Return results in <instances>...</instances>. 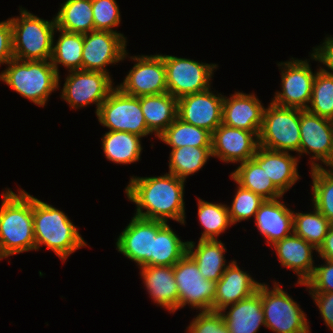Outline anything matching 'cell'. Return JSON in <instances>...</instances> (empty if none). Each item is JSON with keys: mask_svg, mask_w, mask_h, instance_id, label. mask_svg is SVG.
I'll return each instance as SVG.
<instances>
[{"mask_svg": "<svg viewBox=\"0 0 333 333\" xmlns=\"http://www.w3.org/2000/svg\"><path fill=\"white\" fill-rule=\"evenodd\" d=\"M184 182L171 173L158 177H132L125 191L128 199L137 205L136 216L165 223L170 218L184 224Z\"/></svg>", "mask_w": 333, "mask_h": 333, "instance_id": "1", "label": "cell"}, {"mask_svg": "<svg viewBox=\"0 0 333 333\" xmlns=\"http://www.w3.org/2000/svg\"><path fill=\"white\" fill-rule=\"evenodd\" d=\"M0 207V251L6 258L16 253L36 250L33 228V196L8 189Z\"/></svg>", "mask_w": 333, "mask_h": 333, "instance_id": "2", "label": "cell"}, {"mask_svg": "<svg viewBox=\"0 0 333 333\" xmlns=\"http://www.w3.org/2000/svg\"><path fill=\"white\" fill-rule=\"evenodd\" d=\"M33 228L36 250L41 245L53 250L63 261L87 244L75 225L60 210L33 197Z\"/></svg>", "mask_w": 333, "mask_h": 333, "instance_id": "3", "label": "cell"}, {"mask_svg": "<svg viewBox=\"0 0 333 333\" xmlns=\"http://www.w3.org/2000/svg\"><path fill=\"white\" fill-rule=\"evenodd\" d=\"M1 72L4 81L24 98L44 106L51 92L59 87V75L50 60L11 59Z\"/></svg>", "mask_w": 333, "mask_h": 333, "instance_id": "4", "label": "cell"}, {"mask_svg": "<svg viewBox=\"0 0 333 333\" xmlns=\"http://www.w3.org/2000/svg\"><path fill=\"white\" fill-rule=\"evenodd\" d=\"M21 15L11 18L13 54L18 60H50L54 43L55 18L44 20L20 8Z\"/></svg>", "mask_w": 333, "mask_h": 333, "instance_id": "5", "label": "cell"}, {"mask_svg": "<svg viewBox=\"0 0 333 333\" xmlns=\"http://www.w3.org/2000/svg\"><path fill=\"white\" fill-rule=\"evenodd\" d=\"M259 146L276 151H296L300 146V109L270 103L264 110Z\"/></svg>", "mask_w": 333, "mask_h": 333, "instance_id": "6", "label": "cell"}, {"mask_svg": "<svg viewBox=\"0 0 333 333\" xmlns=\"http://www.w3.org/2000/svg\"><path fill=\"white\" fill-rule=\"evenodd\" d=\"M269 290L260 284L257 292L261 296L265 326L275 333H310L306 314L299 305L275 282Z\"/></svg>", "mask_w": 333, "mask_h": 333, "instance_id": "7", "label": "cell"}, {"mask_svg": "<svg viewBox=\"0 0 333 333\" xmlns=\"http://www.w3.org/2000/svg\"><path fill=\"white\" fill-rule=\"evenodd\" d=\"M96 115L109 131H125L140 137L151 133L142 113L140 97L128 95L118 87L111 90Z\"/></svg>", "mask_w": 333, "mask_h": 333, "instance_id": "8", "label": "cell"}, {"mask_svg": "<svg viewBox=\"0 0 333 333\" xmlns=\"http://www.w3.org/2000/svg\"><path fill=\"white\" fill-rule=\"evenodd\" d=\"M165 64L167 92L179 99L210 88L216 64L199 63L172 55H161Z\"/></svg>", "mask_w": 333, "mask_h": 333, "instance_id": "9", "label": "cell"}, {"mask_svg": "<svg viewBox=\"0 0 333 333\" xmlns=\"http://www.w3.org/2000/svg\"><path fill=\"white\" fill-rule=\"evenodd\" d=\"M174 277L179 308L190 304L200 311H213L216 282L204 278L197 264L187 253L174 265Z\"/></svg>", "mask_w": 333, "mask_h": 333, "instance_id": "10", "label": "cell"}, {"mask_svg": "<svg viewBox=\"0 0 333 333\" xmlns=\"http://www.w3.org/2000/svg\"><path fill=\"white\" fill-rule=\"evenodd\" d=\"M126 38L118 32L94 30L83 34L82 70L109 73L105 66L127 55Z\"/></svg>", "mask_w": 333, "mask_h": 333, "instance_id": "11", "label": "cell"}, {"mask_svg": "<svg viewBox=\"0 0 333 333\" xmlns=\"http://www.w3.org/2000/svg\"><path fill=\"white\" fill-rule=\"evenodd\" d=\"M65 79L61 97L71 108L84 107L91 103L97 105L96 114L113 89L111 77L96 71H70Z\"/></svg>", "mask_w": 333, "mask_h": 333, "instance_id": "12", "label": "cell"}, {"mask_svg": "<svg viewBox=\"0 0 333 333\" xmlns=\"http://www.w3.org/2000/svg\"><path fill=\"white\" fill-rule=\"evenodd\" d=\"M281 62L278 66H282V92H276L272 102L282 107H293L299 109H307L311 100L313 82L315 73L307 62L302 60H294ZM307 103V104H306Z\"/></svg>", "mask_w": 333, "mask_h": 333, "instance_id": "13", "label": "cell"}, {"mask_svg": "<svg viewBox=\"0 0 333 333\" xmlns=\"http://www.w3.org/2000/svg\"><path fill=\"white\" fill-rule=\"evenodd\" d=\"M131 59L137 63L118 88L135 97L167 93L166 70L161 55H139Z\"/></svg>", "mask_w": 333, "mask_h": 333, "instance_id": "14", "label": "cell"}, {"mask_svg": "<svg viewBox=\"0 0 333 333\" xmlns=\"http://www.w3.org/2000/svg\"><path fill=\"white\" fill-rule=\"evenodd\" d=\"M165 222L145 219L134 215L117 238L116 248L130 260L135 261L140 268L151 266L153 255V237L165 225Z\"/></svg>", "mask_w": 333, "mask_h": 333, "instance_id": "15", "label": "cell"}, {"mask_svg": "<svg viewBox=\"0 0 333 333\" xmlns=\"http://www.w3.org/2000/svg\"><path fill=\"white\" fill-rule=\"evenodd\" d=\"M300 136V154L313 152L311 159L321 160L325 165L333 167L332 120L300 109Z\"/></svg>", "mask_w": 333, "mask_h": 333, "instance_id": "16", "label": "cell"}, {"mask_svg": "<svg viewBox=\"0 0 333 333\" xmlns=\"http://www.w3.org/2000/svg\"><path fill=\"white\" fill-rule=\"evenodd\" d=\"M259 134L260 132H251L220 124L212 133V156L227 163L246 162L255 155L259 147Z\"/></svg>", "mask_w": 333, "mask_h": 333, "instance_id": "17", "label": "cell"}, {"mask_svg": "<svg viewBox=\"0 0 333 333\" xmlns=\"http://www.w3.org/2000/svg\"><path fill=\"white\" fill-rule=\"evenodd\" d=\"M223 100L209 89L183 96L178 99L177 117L212 134L222 124Z\"/></svg>", "mask_w": 333, "mask_h": 333, "instance_id": "18", "label": "cell"}, {"mask_svg": "<svg viewBox=\"0 0 333 333\" xmlns=\"http://www.w3.org/2000/svg\"><path fill=\"white\" fill-rule=\"evenodd\" d=\"M232 97H224L222 124L251 132H260L263 124L264 106L253 94L236 92Z\"/></svg>", "mask_w": 333, "mask_h": 333, "instance_id": "19", "label": "cell"}, {"mask_svg": "<svg viewBox=\"0 0 333 333\" xmlns=\"http://www.w3.org/2000/svg\"><path fill=\"white\" fill-rule=\"evenodd\" d=\"M260 284L232 261L216 282L213 311H225L229 305L250 297Z\"/></svg>", "mask_w": 333, "mask_h": 333, "instance_id": "20", "label": "cell"}, {"mask_svg": "<svg viewBox=\"0 0 333 333\" xmlns=\"http://www.w3.org/2000/svg\"><path fill=\"white\" fill-rule=\"evenodd\" d=\"M271 246L276 250L282 266L292 269L296 275L298 274V284L305 285L314 272L312 251L317 252V249L294 233Z\"/></svg>", "mask_w": 333, "mask_h": 333, "instance_id": "21", "label": "cell"}, {"mask_svg": "<svg viewBox=\"0 0 333 333\" xmlns=\"http://www.w3.org/2000/svg\"><path fill=\"white\" fill-rule=\"evenodd\" d=\"M252 158L265 170L267 176L283 194L299 179L298 158L289 152L259 146Z\"/></svg>", "mask_w": 333, "mask_h": 333, "instance_id": "22", "label": "cell"}, {"mask_svg": "<svg viewBox=\"0 0 333 333\" xmlns=\"http://www.w3.org/2000/svg\"><path fill=\"white\" fill-rule=\"evenodd\" d=\"M293 213L277 199L265 200L260 205L255 222L260 233L267 239V244L273 245L293 234Z\"/></svg>", "mask_w": 333, "mask_h": 333, "instance_id": "23", "label": "cell"}, {"mask_svg": "<svg viewBox=\"0 0 333 333\" xmlns=\"http://www.w3.org/2000/svg\"><path fill=\"white\" fill-rule=\"evenodd\" d=\"M140 269L151 298L170 312L179 309L174 266H144Z\"/></svg>", "mask_w": 333, "mask_h": 333, "instance_id": "24", "label": "cell"}, {"mask_svg": "<svg viewBox=\"0 0 333 333\" xmlns=\"http://www.w3.org/2000/svg\"><path fill=\"white\" fill-rule=\"evenodd\" d=\"M230 307L227 314L222 312L229 333H256L260 325L265 326L262 300L258 292Z\"/></svg>", "mask_w": 333, "mask_h": 333, "instance_id": "25", "label": "cell"}, {"mask_svg": "<svg viewBox=\"0 0 333 333\" xmlns=\"http://www.w3.org/2000/svg\"><path fill=\"white\" fill-rule=\"evenodd\" d=\"M140 105L148 130L157 137L177 118L178 99L168 92L140 96Z\"/></svg>", "mask_w": 333, "mask_h": 333, "instance_id": "26", "label": "cell"}, {"mask_svg": "<svg viewBox=\"0 0 333 333\" xmlns=\"http://www.w3.org/2000/svg\"><path fill=\"white\" fill-rule=\"evenodd\" d=\"M187 254L197 264L202 276L210 281L217 282L226 270L224 252L226 248L221 241L200 240L195 247V243L187 241ZM195 251H194V250Z\"/></svg>", "mask_w": 333, "mask_h": 333, "instance_id": "27", "label": "cell"}, {"mask_svg": "<svg viewBox=\"0 0 333 333\" xmlns=\"http://www.w3.org/2000/svg\"><path fill=\"white\" fill-rule=\"evenodd\" d=\"M231 178L241 187L251 190L265 200L281 198L283 193L273 184L265 170L253 159L240 163Z\"/></svg>", "mask_w": 333, "mask_h": 333, "instance_id": "28", "label": "cell"}, {"mask_svg": "<svg viewBox=\"0 0 333 333\" xmlns=\"http://www.w3.org/2000/svg\"><path fill=\"white\" fill-rule=\"evenodd\" d=\"M55 17L56 27L70 33L94 31L92 0H67Z\"/></svg>", "mask_w": 333, "mask_h": 333, "instance_id": "29", "label": "cell"}, {"mask_svg": "<svg viewBox=\"0 0 333 333\" xmlns=\"http://www.w3.org/2000/svg\"><path fill=\"white\" fill-rule=\"evenodd\" d=\"M140 136L125 131H108L102 138L106 158L114 163L129 164L140 160Z\"/></svg>", "mask_w": 333, "mask_h": 333, "instance_id": "30", "label": "cell"}, {"mask_svg": "<svg viewBox=\"0 0 333 333\" xmlns=\"http://www.w3.org/2000/svg\"><path fill=\"white\" fill-rule=\"evenodd\" d=\"M187 243L166 223L153 237L151 266H174L187 253Z\"/></svg>", "mask_w": 333, "mask_h": 333, "instance_id": "31", "label": "cell"}, {"mask_svg": "<svg viewBox=\"0 0 333 333\" xmlns=\"http://www.w3.org/2000/svg\"><path fill=\"white\" fill-rule=\"evenodd\" d=\"M212 134L206 129L186 123L178 117L158 137L171 148L183 146L211 147Z\"/></svg>", "mask_w": 333, "mask_h": 333, "instance_id": "32", "label": "cell"}, {"mask_svg": "<svg viewBox=\"0 0 333 333\" xmlns=\"http://www.w3.org/2000/svg\"><path fill=\"white\" fill-rule=\"evenodd\" d=\"M61 34L56 45H52L50 61L59 75L58 64L70 71L82 70L83 34L58 30Z\"/></svg>", "mask_w": 333, "mask_h": 333, "instance_id": "33", "label": "cell"}, {"mask_svg": "<svg viewBox=\"0 0 333 333\" xmlns=\"http://www.w3.org/2000/svg\"><path fill=\"white\" fill-rule=\"evenodd\" d=\"M210 156H212L211 147L172 148L169 173L185 181L186 177L202 169Z\"/></svg>", "mask_w": 333, "mask_h": 333, "instance_id": "34", "label": "cell"}, {"mask_svg": "<svg viewBox=\"0 0 333 333\" xmlns=\"http://www.w3.org/2000/svg\"><path fill=\"white\" fill-rule=\"evenodd\" d=\"M311 168L314 207L333 224V170L324 169L313 161Z\"/></svg>", "mask_w": 333, "mask_h": 333, "instance_id": "35", "label": "cell"}, {"mask_svg": "<svg viewBox=\"0 0 333 333\" xmlns=\"http://www.w3.org/2000/svg\"><path fill=\"white\" fill-rule=\"evenodd\" d=\"M331 223L315 207L313 213H293V233L317 250L324 242Z\"/></svg>", "mask_w": 333, "mask_h": 333, "instance_id": "36", "label": "cell"}, {"mask_svg": "<svg viewBox=\"0 0 333 333\" xmlns=\"http://www.w3.org/2000/svg\"><path fill=\"white\" fill-rule=\"evenodd\" d=\"M198 218L204 231L200 240H217L231 223L227 205L213 204L198 199Z\"/></svg>", "mask_w": 333, "mask_h": 333, "instance_id": "37", "label": "cell"}, {"mask_svg": "<svg viewBox=\"0 0 333 333\" xmlns=\"http://www.w3.org/2000/svg\"><path fill=\"white\" fill-rule=\"evenodd\" d=\"M310 104L309 112L333 120V75L316 72Z\"/></svg>", "mask_w": 333, "mask_h": 333, "instance_id": "38", "label": "cell"}, {"mask_svg": "<svg viewBox=\"0 0 333 333\" xmlns=\"http://www.w3.org/2000/svg\"><path fill=\"white\" fill-rule=\"evenodd\" d=\"M237 188L231 208L227 207L232 224L241 220H247L251 216L255 218L260 205L265 201L260 195L255 194L251 190L245 189L240 185Z\"/></svg>", "mask_w": 333, "mask_h": 333, "instance_id": "39", "label": "cell"}, {"mask_svg": "<svg viewBox=\"0 0 333 333\" xmlns=\"http://www.w3.org/2000/svg\"><path fill=\"white\" fill-rule=\"evenodd\" d=\"M94 30L116 32L112 28L120 23V11L115 0H92Z\"/></svg>", "mask_w": 333, "mask_h": 333, "instance_id": "40", "label": "cell"}, {"mask_svg": "<svg viewBox=\"0 0 333 333\" xmlns=\"http://www.w3.org/2000/svg\"><path fill=\"white\" fill-rule=\"evenodd\" d=\"M189 333H229L222 311H201L188 327Z\"/></svg>", "mask_w": 333, "mask_h": 333, "instance_id": "41", "label": "cell"}, {"mask_svg": "<svg viewBox=\"0 0 333 333\" xmlns=\"http://www.w3.org/2000/svg\"><path fill=\"white\" fill-rule=\"evenodd\" d=\"M315 267L312 276L305 282L309 292H333V261Z\"/></svg>", "mask_w": 333, "mask_h": 333, "instance_id": "42", "label": "cell"}, {"mask_svg": "<svg viewBox=\"0 0 333 333\" xmlns=\"http://www.w3.org/2000/svg\"><path fill=\"white\" fill-rule=\"evenodd\" d=\"M14 58L10 18L0 22V65Z\"/></svg>", "mask_w": 333, "mask_h": 333, "instance_id": "43", "label": "cell"}, {"mask_svg": "<svg viewBox=\"0 0 333 333\" xmlns=\"http://www.w3.org/2000/svg\"><path fill=\"white\" fill-rule=\"evenodd\" d=\"M330 330L333 331V292H309Z\"/></svg>", "mask_w": 333, "mask_h": 333, "instance_id": "44", "label": "cell"}, {"mask_svg": "<svg viewBox=\"0 0 333 333\" xmlns=\"http://www.w3.org/2000/svg\"><path fill=\"white\" fill-rule=\"evenodd\" d=\"M314 53L311 54V57L316 61L322 62L328 67L332 72L321 68L320 70L324 73L333 75V38L327 37L322 46L314 48Z\"/></svg>", "mask_w": 333, "mask_h": 333, "instance_id": "45", "label": "cell"}, {"mask_svg": "<svg viewBox=\"0 0 333 333\" xmlns=\"http://www.w3.org/2000/svg\"><path fill=\"white\" fill-rule=\"evenodd\" d=\"M317 252L321 256V258L333 261V224L330 225L324 242L319 247Z\"/></svg>", "mask_w": 333, "mask_h": 333, "instance_id": "46", "label": "cell"}, {"mask_svg": "<svg viewBox=\"0 0 333 333\" xmlns=\"http://www.w3.org/2000/svg\"><path fill=\"white\" fill-rule=\"evenodd\" d=\"M4 258V256L2 255L1 251H0V260Z\"/></svg>", "mask_w": 333, "mask_h": 333, "instance_id": "47", "label": "cell"}]
</instances>
